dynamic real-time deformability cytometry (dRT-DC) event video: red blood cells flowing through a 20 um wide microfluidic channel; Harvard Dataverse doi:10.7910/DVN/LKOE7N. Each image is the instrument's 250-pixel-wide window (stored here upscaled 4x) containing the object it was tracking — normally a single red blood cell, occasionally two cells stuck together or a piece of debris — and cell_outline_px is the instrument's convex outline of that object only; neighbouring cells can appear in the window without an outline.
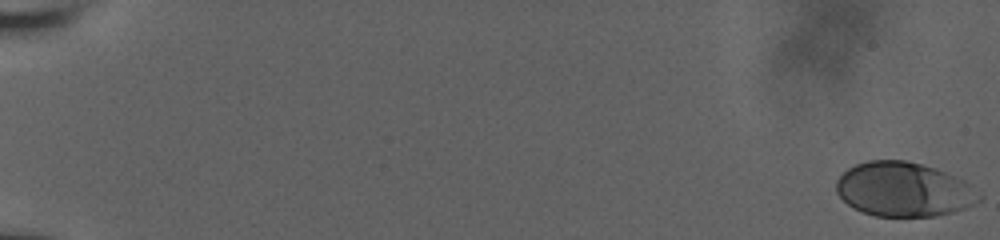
{"species": "human", "species_latin": "Homo sapiens", "temperature_condition": "room temperature", "stored_images_in_passage": 58, "camera_frame_rate_fps": 3000, "um_per_image_px": 0.085, "donor": {"sex": "male"}, "frame": {"image": 1, "passage_image": 1, "time_ms": 0.0, "image_size_px": [1000, 240], "cell_outline_px": [[984, 196], [980, 200], [964, 208], [952, 212], [932, 216], [876, 216], [864, 212], [848, 204], [836, 192], [836, 180], [848, 168], [856, 164], [868, 160], [904, 160], [936, 168], [964, 180]], "centroid_in_image_um": [76.82, 16.09], "position_along_channel_um": 8.2, "area_um2": 44.97}}
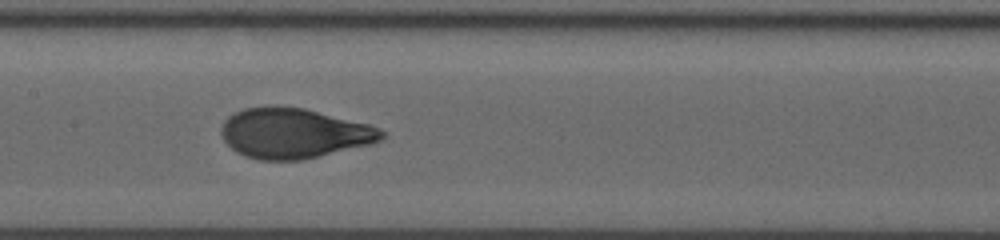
{"frame": {"image": 2, "passage_image": 32, "time_ms": 10.333, "image_size_px": [1000, 240], "cell_outline_px": [[384, 136], [380, 140], [372, 144], [304, 160], [260, 160], [244, 156], [236, 152], [224, 140], [220, 132], [224, 120], [228, 116], [244, 108], [304, 108], [368, 124], [380, 128], [384, 132]], "centroid_in_image_um": [24.99, 11.36], "position_along_channel_um": 182.4, "area_um2": 46.36}}
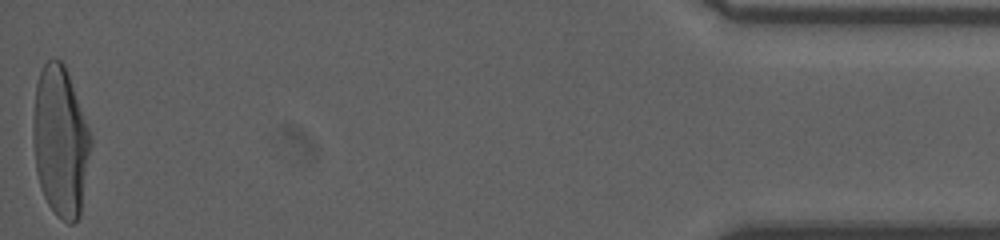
{"frame": {"image": 3, "passage_image": 58, "time_ms": 19.0, "image_size_px": [1000, 240], "cell_outline_px": [[92, 144], [80, 216], [72, 224], [68, 224], [56, 216], [48, 204], [44, 196], [36, 172], [32, 140], [32, 128], [36, 84], [40, 72], [44, 64], [48, 60], [60, 60], [64, 64], [68, 72], [92, 136]], "centroid_in_image_um": [5.14, 12.05], "position_along_channel_um": 430.1, "area_um2": 50.86}, "authors_computed_cell_mechanics": {"area_um2": 45.951, "velocity_mm_per_s": 3.8058, "shape_relaxation_time_tau1_ms": 5.3438, "shape_relaxation_time_tau2_ms": null, "deformation_change_tau1": 0.2368, "deformation_change_tau2": null}}